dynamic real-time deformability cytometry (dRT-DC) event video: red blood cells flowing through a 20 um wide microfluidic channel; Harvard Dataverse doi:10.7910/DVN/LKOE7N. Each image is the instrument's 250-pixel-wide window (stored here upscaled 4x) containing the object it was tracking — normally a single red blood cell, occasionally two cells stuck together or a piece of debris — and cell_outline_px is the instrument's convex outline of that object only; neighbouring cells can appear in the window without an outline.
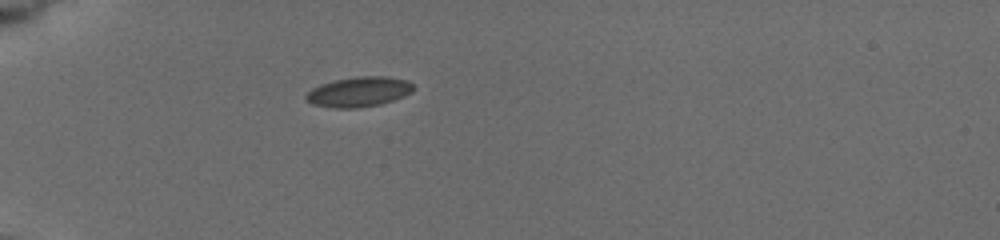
{"species": "common noctule bat (a hibernating species)", "species_latin": "Nyctalus noctula", "temperature_condition": "cold", "stored_images_in_passage": 28, "camera_frame_rate_fps": 3000, "um_per_image_px": 0.085, "animal": {"sex": "female", "body_mass_g": 19.5, "forearm_length_mm": 54.1}, "frame": {"image": 1, "passage_image": 1, "time_ms": 0.0, "image_size_px": [1000, 240], "cell_outline_px": [[416, 88], [412, 92], [404, 96], [380, 104], [356, 108], [336, 108], [312, 104], [304, 100], [304, 96], [312, 88], [320, 84], [336, 80], [356, 76], [388, 76], [408, 80]], "centroid_in_image_um": [30.51, 7.8], "position_along_channel_um": 54.5, "area_um2": 18.9}}
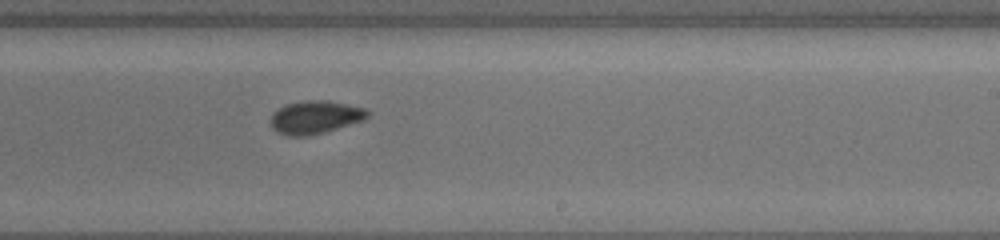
{"frame": {"image": 2, "passage_image": 12, "time_ms": 6.0, "image_size_px": [1000, 240], "cell_outline_px": [[368, 116], [364, 120], [324, 132], [308, 136], [288, 136], [272, 128], [272, 112], [284, 104], [308, 100], [328, 100], [364, 108], [368, 112]], "centroid_in_image_um": [26.78, 9.95], "position_along_channel_um": 262.2, "area_um2": 18.5}}
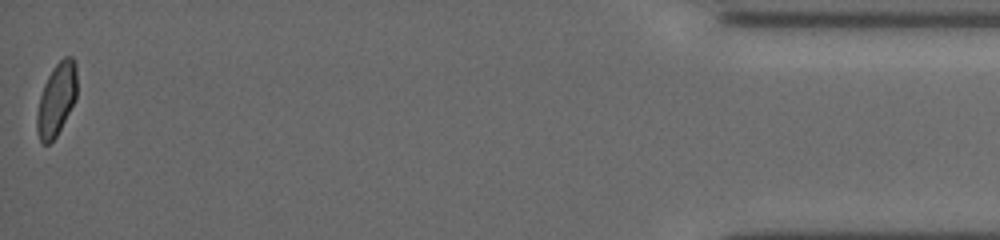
{"frame": {"image": 3, "passage_image": 28, "time_ms": 12.333, "image_size_px": [1000, 240], "cell_outline_px": [[76, 96], [56, 136], [48, 144], [44, 144], [40, 140], [36, 132], [36, 112], [40, 96], [44, 84], [52, 68], [64, 56], [72, 56], [76, 60]], "centroid_in_image_um": [4.78, 8.41], "position_along_channel_um": 430.4, "area_um2": 16.76}, "authors_computed_cell_mechanics": {"area_um2": 17.918, "velocity_mm_per_s": 3.846, "shape_relaxation_time_tau1_ms": 3.5549, "shape_relaxation_time_tau2_ms": null, "deformation_change_tau1": 0.091, "deformation_change_tau2": null}}